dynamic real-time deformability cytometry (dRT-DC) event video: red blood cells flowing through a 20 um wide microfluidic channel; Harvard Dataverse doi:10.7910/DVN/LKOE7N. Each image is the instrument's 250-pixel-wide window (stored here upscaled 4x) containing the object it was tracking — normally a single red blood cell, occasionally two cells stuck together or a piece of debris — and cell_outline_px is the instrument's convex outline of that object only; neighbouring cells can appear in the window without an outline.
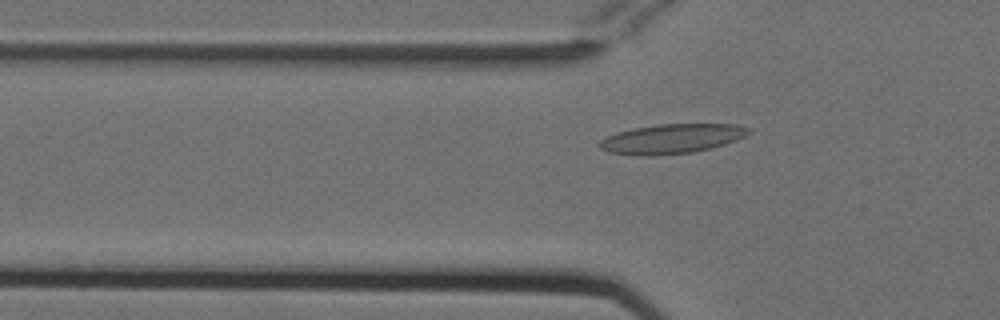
{"species": "Egyptian fruit bat (a non-hibernating species)", "species_latin": "Rousettus aegyptiacus", "temperature_condition": "cold", "stored_images_in_passage": 54, "camera_frame_rate_fps": 3000, "um_per_image_px": 0.085, "animal": {"sex": "female"}, "frame": {"image": 1, "passage_image": 18, "time_ms": 5.667, "image_size_px": [1000, 320], "cell_outline_px": [[752, 132], [736, 140], [712, 148], [692, 152], [656, 156], [636, 156], [608, 152], [600, 148], [596, 144], [600, 140], [616, 132], [632, 128], [656, 124], [736, 124], [752, 128]], "centroid_in_image_um": [57.07, 11.8], "position_along_channel_um": 68.7, "area_um2": 26.07}}
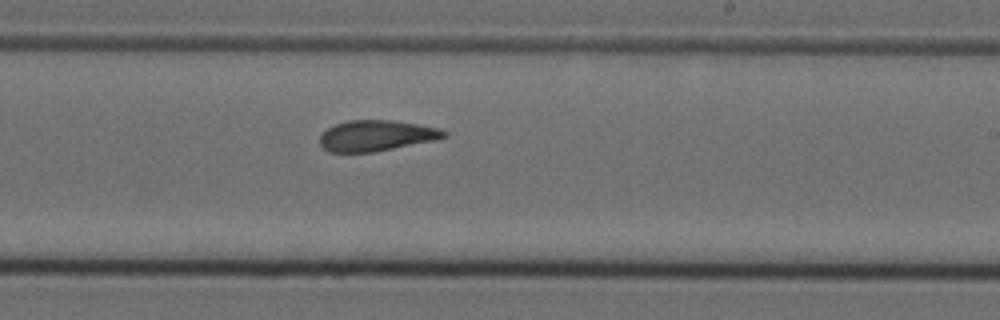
{"frame": {"image": 2, "passage_image": 33, "time_ms": 10.667, "image_size_px": [1000, 320], "cell_outline_px": [[448, 136], [436, 140], [372, 152], [328, 152], [320, 144], [320, 136], [328, 128], [336, 124], [348, 120], [392, 120], [440, 128], [448, 132]], "centroid_in_image_um": [32.01, 11.53], "position_along_channel_um": 257.0, "area_um2": 22.2}}
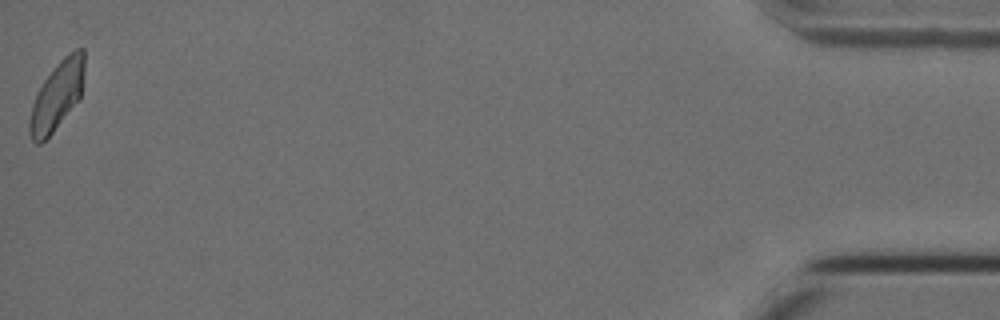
{"frame": {"image": 3, "passage_image": 54, "time_ms": 17.667, "image_size_px": [1000, 320], "cell_outline_px": [[84, 72], [80, 100], [52, 132], [40, 144], [36, 144], [32, 140], [28, 132], [28, 120], [32, 104], [44, 80], [56, 64], [68, 52], [76, 48], [84, 48]], "centroid_in_image_um": [4.85, 8.13], "position_along_channel_um": 430.4, "area_um2": 21.96}, "authors_computed_cell_mechanics": {"area_um2": 23.0622, "velocity_mm_per_s": 3.7807, "shape_relaxation_time_tau1_ms": null, "shape_relaxation_time_tau2_ms": 2.4735, "deformation_change_tau1": null, "deformation_change_tau2": 0.0826}}